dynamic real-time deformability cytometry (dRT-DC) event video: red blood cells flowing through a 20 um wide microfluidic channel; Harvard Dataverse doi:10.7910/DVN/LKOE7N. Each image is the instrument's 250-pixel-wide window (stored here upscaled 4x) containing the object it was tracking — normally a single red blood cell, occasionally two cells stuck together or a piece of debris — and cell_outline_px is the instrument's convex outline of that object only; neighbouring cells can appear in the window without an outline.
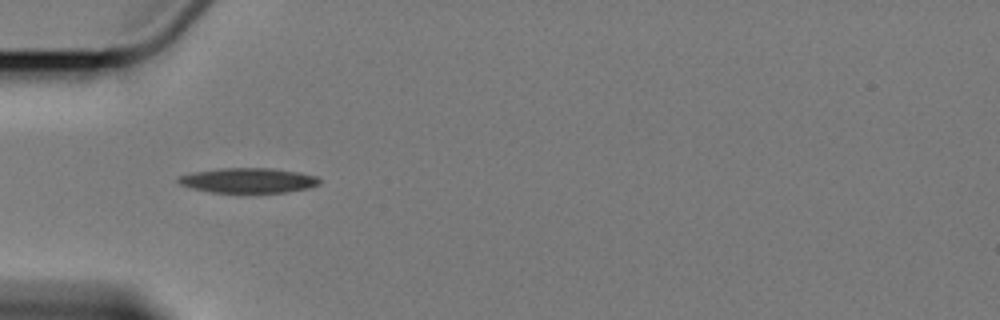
{"species": "Egyptian fruit bat (a non-hibernating species)", "species_latin": "Rousettus aegyptiacus", "temperature_condition": "cold", "stored_images_in_passage": 8, "camera_frame_rate_fps": 3000, "um_per_image_px": 0.085, "animal": {"sex": "female"}, "frame": {"image": 1, "passage_image": 5, "time_ms": 4.667, "image_size_px": [1000, 320], "cell_outline_px": [[320, 184], [308, 188], [284, 192], [212, 192], [192, 188], [180, 184], [176, 180], [180, 176], [196, 172], [220, 168], [272, 168], [300, 172], [316, 176], [320, 180]], "centroid_in_image_um": [21.13, 15.33], "position_along_channel_um": 63.9, "area_um2": 20.29}}
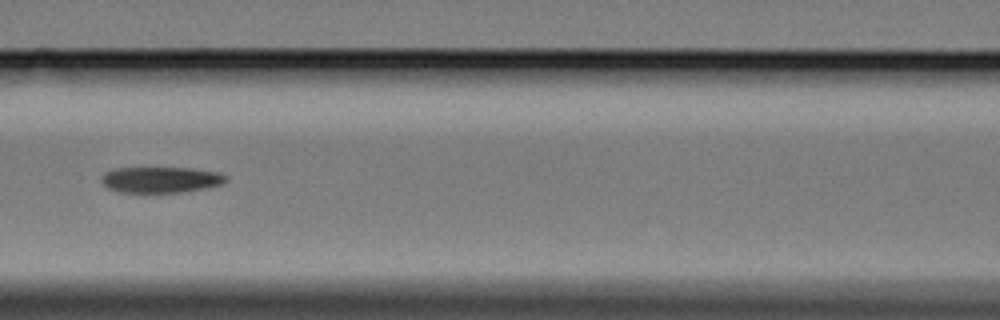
{"frame": {"image": 2, "passage_image": 7, "time_ms": 7.333, "image_size_px": [1000, 320], "cell_outline_px": [[228, 180], [224, 184], [204, 188], [180, 192], [120, 192], [108, 188], [100, 180], [100, 176], [104, 172], [116, 168], [192, 168], [220, 172], [228, 176]], "centroid_in_image_um": [13.69, 15.26], "position_along_channel_um": 152.9, "area_um2": 18.96}}
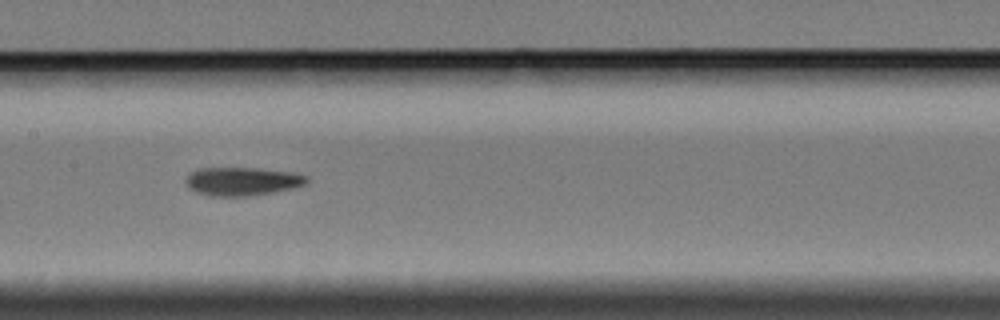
{"frame": {"image": 3, "passage_image": 8, "time_ms": 8.333, "image_size_px": [1000, 320], "cell_outline_px": [[308, 180], [304, 184], [292, 188], [272, 192], [248, 196], [208, 196], [196, 192], [188, 188], [188, 176], [192, 172], [200, 168], [256, 168], [292, 172], [308, 176]], "centroid_in_image_um": [20.6, 15.41], "position_along_channel_um": 186.8, "area_um2": 19.77}}